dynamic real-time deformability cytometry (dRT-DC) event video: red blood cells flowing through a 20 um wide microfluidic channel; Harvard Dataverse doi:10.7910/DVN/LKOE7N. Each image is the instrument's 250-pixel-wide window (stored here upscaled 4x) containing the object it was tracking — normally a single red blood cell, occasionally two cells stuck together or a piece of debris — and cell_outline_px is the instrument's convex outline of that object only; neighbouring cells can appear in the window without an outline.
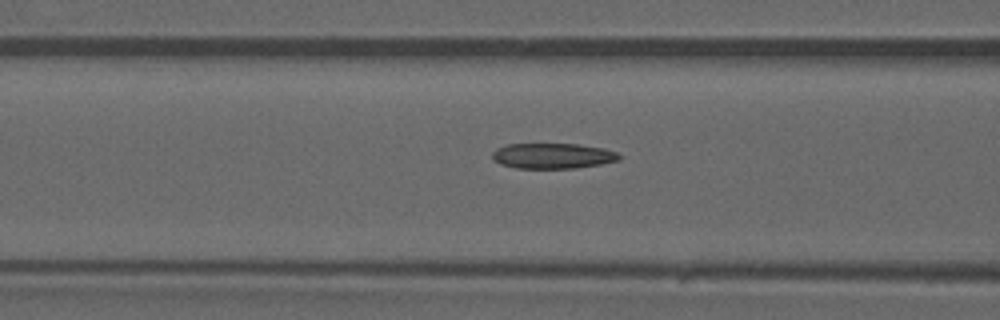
{"species": "common noctule bat (a hibernating species)", "species_latin": "Nyctalus noctula", "temperature_condition": "warm", "stored_images_in_passage": 41, "camera_frame_rate_fps": 3000, "um_per_image_px": 0.085, "animal": {"sex": "male", "forearm_length_mm": 52.5}, "frame": {"image": 1, "passage_image": 18, "time_ms": 5.667, "image_size_px": [1000, 320], "cell_outline_px": [[624, 156], [620, 160], [600, 164], [576, 168], [516, 168], [500, 164], [492, 160], [492, 152], [496, 148], [508, 144], [576, 144], [604, 148], [616, 152]], "centroid_in_image_um": [46.98, 13.25], "position_along_channel_um": 119.6, "area_um2": 18.96}}
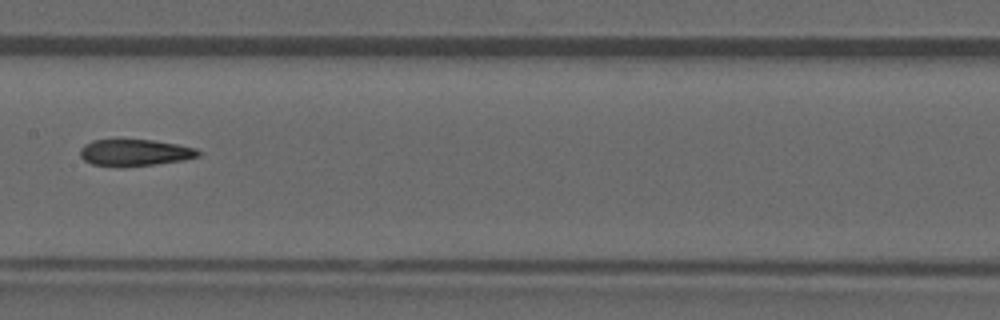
{"frame": {"image": 2, "passage_image": 23, "time_ms": 7.333, "image_size_px": [1000, 320], "cell_outline_px": [[200, 156], [184, 160], [156, 164], [124, 168], [116, 168], [92, 164], [84, 160], [80, 156], [80, 148], [84, 144], [92, 140], [152, 140], [176, 144], [196, 148], [200, 152]], "centroid_in_image_um": [11.43, 13.0], "position_along_channel_um": 196.0, "area_um2": 18.67}}